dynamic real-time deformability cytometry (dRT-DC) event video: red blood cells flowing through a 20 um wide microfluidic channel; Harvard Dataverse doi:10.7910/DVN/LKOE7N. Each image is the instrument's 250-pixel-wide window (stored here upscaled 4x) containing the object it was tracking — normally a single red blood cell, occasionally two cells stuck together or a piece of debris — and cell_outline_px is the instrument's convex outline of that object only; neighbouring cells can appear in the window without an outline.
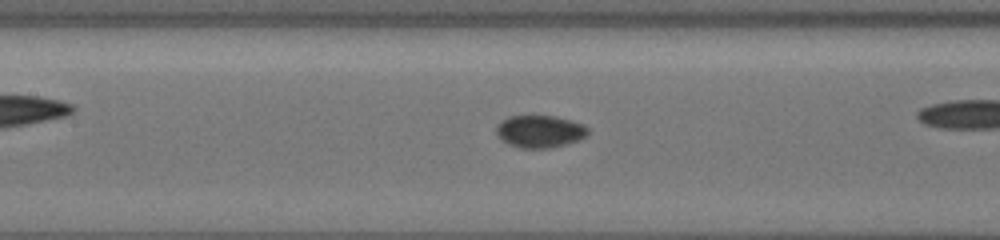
{"species": "common noctule bat (a hibernating species)", "species_latin": "Nyctalus noctula", "temperature_condition": "cold", "stored_images_in_passage": 20, "camera_frame_rate_fps": 3000, "um_per_image_px": 0.085, "animal": {"sex": "female", "body_mass_g": 19.5, "forearm_length_mm": 54.1}, "frame": {"image": 1, "passage_image": 9, "time_ms": 2.667, "image_size_px": [1000, 240], "cell_outline_px": [[588, 132], [580, 140], [568, 144], [552, 148], [520, 148], [508, 144], [496, 132], [496, 124], [500, 120], [508, 116], [556, 116], [584, 124], [588, 128]], "centroid_in_image_um": [45.89, 11.17], "position_along_channel_um": 161.5, "area_um2": 17.4}}